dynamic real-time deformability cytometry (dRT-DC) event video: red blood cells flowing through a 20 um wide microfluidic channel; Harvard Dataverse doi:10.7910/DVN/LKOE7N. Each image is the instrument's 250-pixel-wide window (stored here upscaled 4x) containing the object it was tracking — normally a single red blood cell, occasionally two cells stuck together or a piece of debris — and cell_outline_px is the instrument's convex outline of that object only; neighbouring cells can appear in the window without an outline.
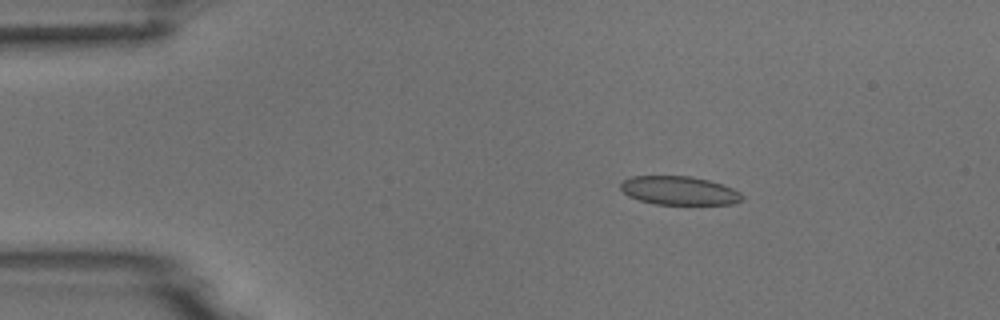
{"species": "common noctule bat (a hibernating species)", "species_latin": "Nyctalus noctula", "temperature_condition": "room temperature", "stored_images_in_passage": 4, "camera_frame_rate_fps": 3000, "um_per_image_px": 0.085, "animal": {"sex": "male", "body_mass_g": 18.8}, "frame": {"image": 1, "passage_image": 3, "time_ms": 2.333, "image_size_px": [1000, 320], "cell_outline_px": [[744, 196], [740, 200], [732, 204], [656, 204], [640, 200], [628, 196], [620, 188], [620, 184], [624, 180], [632, 176], [692, 176], [708, 180], [732, 188], [740, 192]], "centroid_in_image_um": [57.71, 16.19], "position_along_channel_um": 27.3, "area_um2": 20.11}}